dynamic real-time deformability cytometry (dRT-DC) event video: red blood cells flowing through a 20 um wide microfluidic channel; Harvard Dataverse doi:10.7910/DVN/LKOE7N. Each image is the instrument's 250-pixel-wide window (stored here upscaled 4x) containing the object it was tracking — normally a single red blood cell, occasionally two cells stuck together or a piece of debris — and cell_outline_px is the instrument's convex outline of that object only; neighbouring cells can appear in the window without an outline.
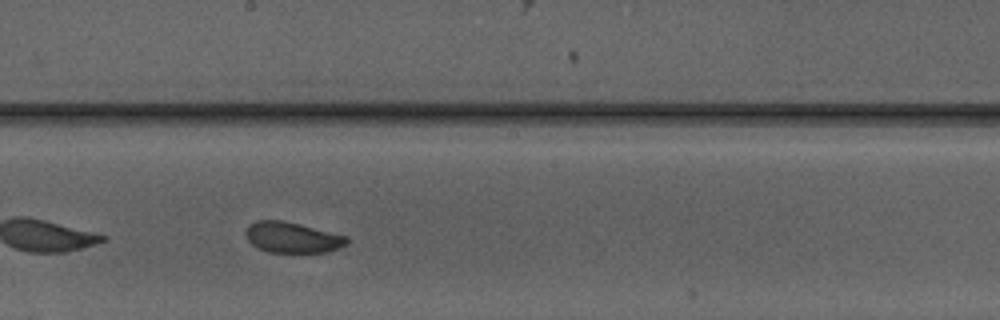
{"species": "Egyptian fruit bat (a non-hibernating species)", "species_latin": "Rousettus aegyptiacus", "temperature_condition": "warm", "stored_images_in_passage": 31, "camera_frame_rate_fps": 3000, "um_per_image_px": 0.085, "animal": {"sex": "male"}, "frame": {"image": 1, "passage_image": 18, "time_ms": 5.667, "image_size_px": [1000, 320], "cell_outline_px": [[348, 244], [340, 248], [324, 252], [268, 252], [252, 244], [248, 240], [244, 232], [248, 224], [256, 220], [280, 220], [348, 236]], "centroid_in_image_um": [24.83, 20.18], "position_along_channel_um": 223.4, "area_um2": 17.98}}
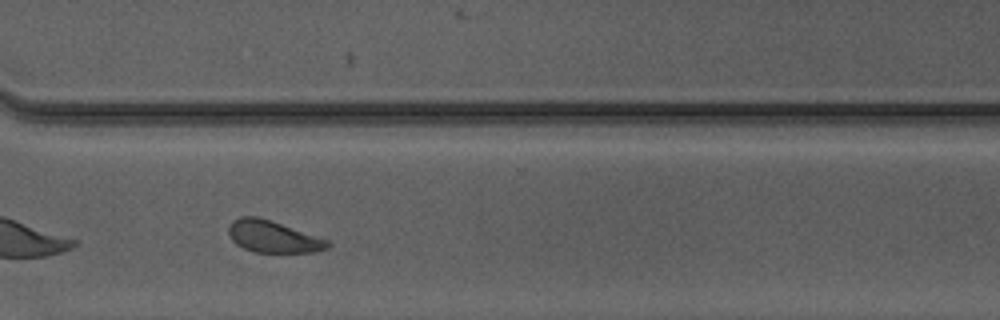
{"frame": {"image": 2, "passage_image": 27, "time_ms": 8.667, "image_size_px": [1000, 320], "cell_outline_px": [[332, 244], [328, 248], [316, 252], [252, 252], [236, 244], [232, 240], [228, 232], [228, 228], [232, 220], [240, 216], [256, 216], [272, 220], [328, 240]], "centroid_in_image_um": [23.2, 20.11], "position_along_channel_um": 347.4, "area_um2": 18.5}, "authors_computed_cell_mechanics": {"area_um2": 19.3052, "velocity_mm_per_s": 4.129, "shape_relaxation_time_tau1_ms": 1.6733, "shape_relaxation_time_tau2_ms": 2.3667, "deformation_change_tau1": 0.0841, "deformation_change_tau2": 0.0828}}